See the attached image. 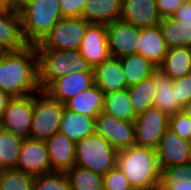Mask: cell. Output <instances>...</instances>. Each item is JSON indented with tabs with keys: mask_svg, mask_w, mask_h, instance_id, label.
Instances as JSON below:
<instances>
[{
	"mask_svg": "<svg viewBox=\"0 0 191 190\" xmlns=\"http://www.w3.org/2000/svg\"><path fill=\"white\" fill-rule=\"evenodd\" d=\"M0 90L11 97H23L41 91L35 45L0 53Z\"/></svg>",
	"mask_w": 191,
	"mask_h": 190,
	"instance_id": "1",
	"label": "cell"
},
{
	"mask_svg": "<svg viewBox=\"0 0 191 190\" xmlns=\"http://www.w3.org/2000/svg\"><path fill=\"white\" fill-rule=\"evenodd\" d=\"M116 166L134 189L152 190L159 186L161 169L156 150L152 148L133 145L119 150Z\"/></svg>",
	"mask_w": 191,
	"mask_h": 190,
	"instance_id": "2",
	"label": "cell"
},
{
	"mask_svg": "<svg viewBox=\"0 0 191 190\" xmlns=\"http://www.w3.org/2000/svg\"><path fill=\"white\" fill-rule=\"evenodd\" d=\"M24 40L37 45L62 19L59 0H31L19 9Z\"/></svg>",
	"mask_w": 191,
	"mask_h": 190,
	"instance_id": "3",
	"label": "cell"
},
{
	"mask_svg": "<svg viewBox=\"0 0 191 190\" xmlns=\"http://www.w3.org/2000/svg\"><path fill=\"white\" fill-rule=\"evenodd\" d=\"M39 85L44 91L54 80L71 72H93V67L77 50L37 49Z\"/></svg>",
	"mask_w": 191,
	"mask_h": 190,
	"instance_id": "4",
	"label": "cell"
},
{
	"mask_svg": "<svg viewBox=\"0 0 191 190\" xmlns=\"http://www.w3.org/2000/svg\"><path fill=\"white\" fill-rule=\"evenodd\" d=\"M117 153L110 143L96 133L75 143L76 165L102 176L116 166Z\"/></svg>",
	"mask_w": 191,
	"mask_h": 190,
	"instance_id": "5",
	"label": "cell"
},
{
	"mask_svg": "<svg viewBox=\"0 0 191 190\" xmlns=\"http://www.w3.org/2000/svg\"><path fill=\"white\" fill-rule=\"evenodd\" d=\"M64 104L52 99L45 91L33 94V115L29 138L46 141L59 132Z\"/></svg>",
	"mask_w": 191,
	"mask_h": 190,
	"instance_id": "6",
	"label": "cell"
},
{
	"mask_svg": "<svg viewBox=\"0 0 191 190\" xmlns=\"http://www.w3.org/2000/svg\"><path fill=\"white\" fill-rule=\"evenodd\" d=\"M88 24L81 17L62 18L35 47L62 51L77 50L80 48Z\"/></svg>",
	"mask_w": 191,
	"mask_h": 190,
	"instance_id": "7",
	"label": "cell"
},
{
	"mask_svg": "<svg viewBox=\"0 0 191 190\" xmlns=\"http://www.w3.org/2000/svg\"><path fill=\"white\" fill-rule=\"evenodd\" d=\"M134 125L135 145L156 150L168 129L169 116L160 109L151 107L136 116Z\"/></svg>",
	"mask_w": 191,
	"mask_h": 190,
	"instance_id": "8",
	"label": "cell"
},
{
	"mask_svg": "<svg viewBox=\"0 0 191 190\" xmlns=\"http://www.w3.org/2000/svg\"><path fill=\"white\" fill-rule=\"evenodd\" d=\"M95 133L102 136L117 151L135 145L134 121L118 119L105 112L96 117Z\"/></svg>",
	"mask_w": 191,
	"mask_h": 190,
	"instance_id": "9",
	"label": "cell"
},
{
	"mask_svg": "<svg viewBox=\"0 0 191 190\" xmlns=\"http://www.w3.org/2000/svg\"><path fill=\"white\" fill-rule=\"evenodd\" d=\"M33 115V94L12 97L4 110L0 127L27 139L30 136Z\"/></svg>",
	"mask_w": 191,
	"mask_h": 190,
	"instance_id": "10",
	"label": "cell"
},
{
	"mask_svg": "<svg viewBox=\"0 0 191 190\" xmlns=\"http://www.w3.org/2000/svg\"><path fill=\"white\" fill-rule=\"evenodd\" d=\"M109 52L121 58L137 53L140 28L118 19L106 25Z\"/></svg>",
	"mask_w": 191,
	"mask_h": 190,
	"instance_id": "11",
	"label": "cell"
},
{
	"mask_svg": "<svg viewBox=\"0 0 191 190\" xmlns=\"http://www.w3.org/2000/svg\"><path fill=\"white\" fill-rule=\"evenodd\" d=\"M16 169L33 177L53 172L45 141L24 139Z\"/></svg>",
	"mask_w": 191,
	"mask_h": 190,
	"instance_id": "12",
	"label": "cell"
},
{
	"mask_svg": "<svg viewBox=\"0 0 191 190\" xmlns=\"http://www.w3.org/2000/svg\"><path fill=\"white\" fill-rule=\"evenodd\" d=\"M160 169L190 162L189 141L182 139L171 129H167L156 149Z\"/></svg>",
	"mask_w": 191,
	"mask_h": 190,
	"instance_id": "13",
	"label": "cell"
},
{
	"mask_svg": "<svg viewBox=\"0 0 191 190\" xmlns=\"http://www.w3.org/2000/svg\"><path fill=\"white\" fill-rule=\"evenodd\" d=\"M79 51L93 68L107 60L111 55L108 47L106 25L89 23Z\"/></svg>",
	"mask_w": 191,
	"mask_h": 190,
	"instance_id": "14",
	"label": "cell"
},
{
	"mask_svg": "<svg viewBox=\"0 0 191 190\" xmlns=\"http://www.w3.org/2000/svg\"><path fill=\"white\" fill-rule=\"evenodd\" d=\"M94 85V72H71L54 80L44 91L55 100L64 104L80 92Z\"/></svg>",
	"mask_w": 191,
	"mask_h": 190,
	"instance_id": "15",
	"label": "cell"
},
{
	"mask_svg": "<svg viewBox=\"0 0 191 190\" xmlns=\"http://www.w3.org/2000/svg\"><path fill=\"white\" fill-rule=\"evenodd\" d=\"M26 46L19 10H0V53L22 50Z\"/></svg>",
	"mask_w": 191,
	"mask_h": 190,
	"instance_id": "16",
	"label": "cell"
},
{
	"mask_svg": "<svg viewBox=\"0 0 191 190\" xmlns=\"http://www.w3.org/2000/svg\"><path fill=\"white\" fill-rule=\"evenodd\" d=\"M121 19L141 29L158 26L162 18L155 0H122Z\"/></svg>",
	"mask_w": 191,
	"mask_h": 190,
	"instance_id": "17",
	"label": "cell"
},
{
	"mask_svg": "<svg viewBox=\"0 0 191 190\" xmlns=\"http://www.w3.org/2000/svg\"><path fill=\"white\" fill-rule=\"evenodd\" d=\"M45 143L52 171L66 172L76 165L75 142L66 135L59 131L48 138Z\"/></svg>",
	"mask_w": 191,
	"mask_h": 190,
	"instance_id": "18",
	"label": "cell"
},
{
	"mask_svg": "<svg viewBox=\"0 0 191 190\" xmlns=\"http://www.w3.org/2000/svg\"><path fill=\"white\" fill-rule=\"evenodd\" d=\"M94 84L104 94L127 89L120 58L110 56L107 60L93 68Z\"/></svg>",
	"mask_w": 191,
	"mask_h": 190,
	"instance_id": "19",
	"label": "cell"
},
{
	"mask_svg": "<svg viewBox=\"0 0 191 190\" xmlns=\"http://www.w3.org/2000/svg\"><path fill=\"white\" fill-rule=\"evenodd\" d=\"M152 76L156 86L154 107L160 109L169 117L182 112L184 108L176 99L173 79L159 67L153 70Z\"/></svg>",
	"mask_w": 191,
	"mask_h": 190,
	"instance_id": "20",
	"label": "cell"
},
{
	"mask_svg": "<svg viewBox=\"0 0 191 190\" xmlns=\"http://www.w3.org/2000/svg\"><path fill=\"white\" fill-rule=\"evenodd\" d=\"M167 51L168 47L159 26L140 29L137 53L158 67L163 62Z\"/></svg>",
	"mask_w": 191,
	"mask_h": 190,
	"instance_id": "21",
	"label": "cell"
},
{
	"mask_svg": "<svg viewBox=\"0 0 191 190\" xmlns=\"http://www.w3.org/2000/svg\"><path fill=\"white\" fill-rule=\"evenodd\" d=\"M122 0H87L81 18L88 23L109 24L121 19Z\"/></svg>",
	"mask_w": 191,
	"mask_h": 190,
	"instance_id": "22",
	"label": "cell"
},
{
	"mask_svg": "<svg viewBox=\"0 0 191 190\" xmlns=\"http://www.w3.org/2000/svg\"><path fill=\"white\" fill-rule=\"evenodd\" d=\"M104 93L97 86L93 85L67 100L64 107L75 113L96 118L103 110Z\"/></svg>",
	"mask_w": 191,
	"mask_h": 190,
	"instance_id": "23",
	"label": "cell"
},
{
	"mask_svg": "<svg viewBox=\"0 0 191 190\" xmlns=\"http://www.w3.org/2000/svg\"><path fill=\"white\" fill-rule=\"evenodd\" d=\"M96 118L65 109L59 131L75 143L95 134Z\"/></svg>",
	"mask_w": 191,
	"mask_h": 190,
	"instance_id": "24",
	"label": "cell"
},
{
	"mask_svg": "<svg viewBox=\"0 0 191 190\" xmlns=\"http://www.w3.org/2000/svg\"><path fill=\"white\" fill-rule=\"evenodd\" d=\"M168 49L191 47V25L175 20L173 17L162 18L158 24Z\"/></svg>",
	"mask_w": 191,
	"mask_h": 190,
	"instance_id": "25",
	"label": "cell"
},
{
	"mask_svg": "<svg viewBox=\"0 0 191 190\" xmlns=\"http://www.w3.org/2000/svg\"><path fill=\"white\" fill-rule=\"evenodd\" d=\"M158 67L173 80L191 73V47L168 49L163 62Z\"/></svg>",
	"mask_w": 191,
	"mask_h": 190,
	"instance_id": "26",
	"label": "cell"
},
{
	"mask_svg": "<svg viewBox=\"0 0 191 190\" xmlns=\"http://www.w3.org/2000/svg\"><path fill=\"white\" fill-rule=\"evenodd\" d=\"M120 60L127 82V88L138 84L141 80L147 77H150L153 70L157 67L139 53L123 56Z\"/></svg>",
	"mask_w": 191,
	"mask_h": 190,
	"instance_id": "27",
	"label": "cell"
},
{
	"mask_svg": "<svg viewBox=\"0 0 191 190\" xmlns=\"http://www.w3.org/2000/svg\"><path fill=\"white\" fill-rule=\"evenodd\" d=\"M102 112L126 121H134L137 116L127 89L104 94Z\"/></svg>",
	"mask_w": 191,
	"mask_h": 190,
	"instance_id": "28",
	"label": "cell"
},
{
	"mask_svg": "<svg viewBox=\"0 0 191 190\" xmlns=\"http://www.w3.org/2000/svg\"><path fill=\"white\" fill-rule=\"evenodd\" d=\"M127 92L137 115L145 112L148 108L154 107L156 86L152 75L141 80L136 85L129 86Z\"/></svg>",
	"mask_w": 191,
	"mask_h": 190,
	"instance_id": "29",
	"label": "cell"
},
{
	"mask_svg": "<svg viewBox=\"0 0 191 190\" xmlns=\"http://www.w3.org/2000/svg\"><path fill=\"white\" fill-rule=\"evenodd\" d=\"M159 187L163 190H191V162L162 169Z\"/></svg>",
	"mask_w": 191,
	"mask_h": 190,
	"instance_id": "30",
	"label": "cell"
},
{
	"mask_svg": "<svg viewBox=\"0 0 191 190\" xmlns=\"http://www.w3.org/2000/svg\"><path fill=\"white\" fill-rule=\"evenodd\" d=\"M24 139L0 127V166L16 169Z\"/></svg>",
	"mask_w": 191,
	"mask_h": 190,
	"instance_id": "31",
	"label": "cell"
},
{
	"mask_svg": "<svg viewBox=\"0 0 191 190\" xmlns=\"http://www.w3.org/2000/svg\"><path fill=\"white\" fill-rule=\"evenodd\" d=\"M71 190H104L103 176L75 165L67 170Z\"/></svg>",
	"mask_w": 191,
	"mask_h": 190,
	"instance_id": "32",
	"label": "cell"
},
{
	"mask_svg": "<svg viewBox=\"0 0 191 190\" xmlns=\"http://www.w3.org/2000/svg\"><path fill=\"white\" fill-rule=\"evenodd\" d=\"M34 178L17 169H4L0 190H33Z\"/></svg>",
	"mask_w": 191,
	"mask_h": 190,
	"instance_id": "33",
	"label": "cell"
},
{
	"mask_svg": "<svg viewBox=\"0 0 191 190\" xmlns=\"http://www.w3.org/2000/svg\"><path fill=\"white\" fill-rule=\"evenodd\" d=\"M33 190H71L65 172H50L34 178Z\"/></svg>",
	"mask_w": 191,
	"mask_h": 190,
	"instance_id": "34",
	"label": "cell"
},
{
	"mask_svg": "<svg viewBox=\"0 0 191 190\" xmlns=\"http://www.w3.org/2000/svg\"><path fill=\"white\" fill-rule=\"evenodd\" d=\"M168 128L178 134L182 139H191V116L184 110L169 117Z\"/></svg>",
	"mask_w": 191,
	"mask_h": 190,
	"instance_id": "35",
	"label": "cell"
},
{
	"mask_svg": "<svg viewBox=\"0 0 191 190\" xmlns=\"http://www.w3.org/2000/svg\"><path fill=\"white\" fill-rule=\"evenodd\" d=\"M104 190H130L132 188L130 182L124 173L115 166L107 174L103 176Z\"/></svg>",
	"mask_w": 191,
	"mask_h": 190,
	"instance_id": "36",
	"label": "cell"
},
{
	"mask_svg": "<svg viewBox=\"0 0 191 190\" xmlns=\"http://www.w3.org/2000/svg\"><path fill=\"white\" fill-rule=\"evenodd\" d=\"M176 99L184 108L191 99V73L173 80Z\"/></svg>",
	"mask_w": 191,
	"mask_h": 190,
	"instance_id": "37",
	"label": "cell"
},
{
	"mask_svg": "<svg viewBox=\"0 0 191 190\" xmlns=\"http://www.w3.org/2000/svg\"><path fill=\"white\" fill-rule=\"evenodd\" d=\"M87 0H59L63 18H80Z\"/></svg>",
	"mask_w": 191,
	"mask_h": 190,
	"instance_id": "38",
	"label": "cell"
},
{
	"mask_svg": "<svg viewBox=\"0 0 191 190\" xmlns=\"http://www.w3.org/2000/svg\"><path fill=\"white\" fill-rule=\"evenodd\" d=\"M185 0H155L161 18L172 17Z\"/></svg>",
	"mask_w": 191,
	"mask_h": 190,
	"instance_id": "39",
	"label": "cell"
},
{
	"mask_svg": "<svg viewBox=\"0 0 191 190\" xmlns=\"http://www.w3.org/2000/svg\"><path fill=\"white\" fill-rule=\"evenodd\" d=\"M172 17L175 20L191 25V0H185Z\"/></svg>",
	"mask_w": 191,
	"mask_h": 190,
	"instance_id": "40",
	"label": "cell"
},
{
	"mask_svg": "<svg viewBox=\"0 0 191 190\" xmlns=\"http://www.w3.org/2000/svg\"><path fill=\"white\" fill-rule=\"evenodd\" d=\"M12 99V97L5 93L4 91L0 90V121L2 119L4 110L6 109L8 102Z\"/></svg>",
	"mask_w": 191,
	"mask_h": 190,
	"instance_id": "41",
	"label": "cell"
},
{
	"mask_svg": "<svg viewBox=\"0 0 191 190\" xmlns=\"http://www.w3.org/2000/svg\"><path fill=\"white\" fill-rule=\"evenodd\" d=\"M10 8L19 9L21 7V0H3Z\"/></svg>",
	"mask_w": 191,
	"mask_h": 190,
	"instance_id": "42",
	"label": "cell"
},
{
	"mask_svg": "<svg viewBox=\"0 0 191 190\" xmlns=\"http://www.w3.org/2000/svg\"><path fill=\"white\" fill-rule=\"evenodd\" d=\"M184 111L191 116V99L189 100L187 105L184 107Z\"/></svg>",
	"mask_w": 191,
	"mask_h": 190,
	"instance_id": "43",
	"label": "cell"
},
{
	"mask_svg": "<svg viewBox=\"0 0 191 190\" xmlns=\"http://www.w3.org/2000/svg\"><path fill=\"white\" fill-rule=\"evenodd\" d=\"M11 9L3 0H0V10Z\"/></svg>",
	"mask_w": 191,
	"mask_h": 190,
	"instance_id": "44",
	"label": "cell"
},
{
	"mask_svg": "<svg viewBox=\"0 0 191 190\" xmlns=\"http://www.w3.org/2000/svg\"><path fill=\"white\" fill-rule=\"evenodd\" d=\"M189 148H190V162H191V139L189 140Z\"/></svg>",
	"mask_w": 191,
	"mask_h": 190,
	"instance_id": "45",
	"label": "cell"
},
{
	"mask_svg": "<svg viewBox=\"0 0 191 190\" xmlns=\"http://www.w3.org/2000/svg\"><path fill=\"white\" fill-rule=\"evenodd\" d=\"M3 171H4V169L0 166V180H1V176H2Z\"/></svg>",
	"mask_w": 191,
	"mask_h": 190,
	"instance_id": "46",
	"label": "cell"
},
{
	"mask_svg": "<svg viewBox=\"0 0 191 190\" xmlns=\"http://www.w3.org/2000/svg\"><path fill=\"white\" fill-rule=\"evenodd\" d=\"M28 1H31V0H21V6H22L24 3L28 2Z\"/></svg>",
	"mask_w": 191,
	"mask_h": 190,
	"instance_id": "47",
	"label": "cell"
},
{
	"mask_svg": "<svg viewBox=\"0 0 191 190\" xmlns=\"http://www.w3.org/2000/svg\"><path fill=\"white\" fill-rule=\"evenodd\" d=\"M152 190H163L161 187H155V188H153Z\"/></svg>",
	"mask_w": 191,
	"mask_h": 190,
	"instance_id": "48",
	"label": "cell"
}]
</instances>
